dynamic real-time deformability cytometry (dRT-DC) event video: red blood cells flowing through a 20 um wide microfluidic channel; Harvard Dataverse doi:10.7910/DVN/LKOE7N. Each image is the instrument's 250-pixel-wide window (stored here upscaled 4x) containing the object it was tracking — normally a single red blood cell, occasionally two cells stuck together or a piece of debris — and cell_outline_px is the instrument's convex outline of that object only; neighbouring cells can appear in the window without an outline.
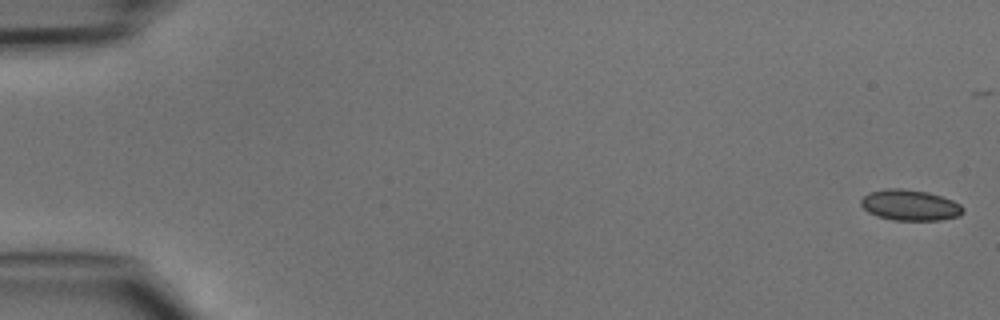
{"species": "common noctule bat (a hibernating species)", "species_latin": "Nyctalus noctula", "temperature_condition": "cold", "stored_images_in_passage": 41, "camera_frame_rate_fps": 3000, "um_per_image_px": 0.085, "animal": {"sex": "male", "body_mass_g": 15.6}, "frame": {"image": 1, "passage_image": 1, "time_ms": 0.0, "image_size_px": [1000, 320], "cell_outline_px": [[964, 212], [960, 216], [940, 220], [892, 220], [876, 216], [868, 212], [860, 204], [860, 200], [868, 192], [888, 188], [900, 188], [928, 192], [952, 200], [960, 204], [964, 208]], "centroid_in_image_um": [77.34, 17.44], "position_along_channel_um": 7.7, "area_um2": 18.44}}
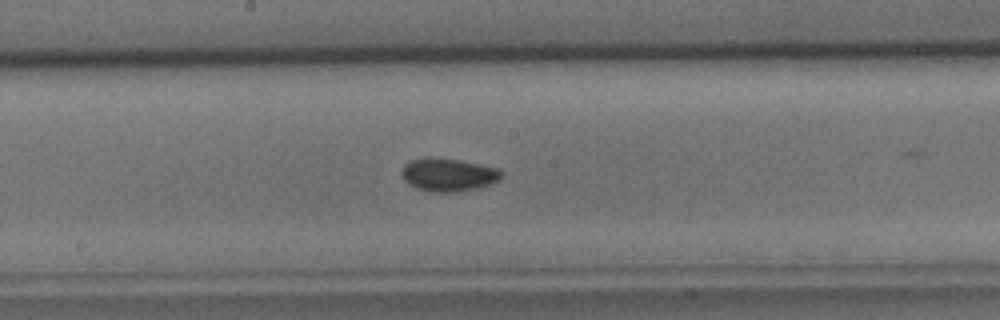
{"frame": {"image": 2, "passage_image": 26, "time_ms": 8.333, "image_size_px": [1000, 320], "cell_outline_px": [[504, 176], [500, 180], [476, 188], [456, 192], [428, 192], [416, 188], [408, 184], [404, 180], [400, 172], [404, 164], [412, 160], [424, 156], [428, 156], [460, 160], [496, 168]], "centroid_in_image_um": [38.04, 14.85], "position_along_channel_um": 210.2, "area_um2": 19.36}}
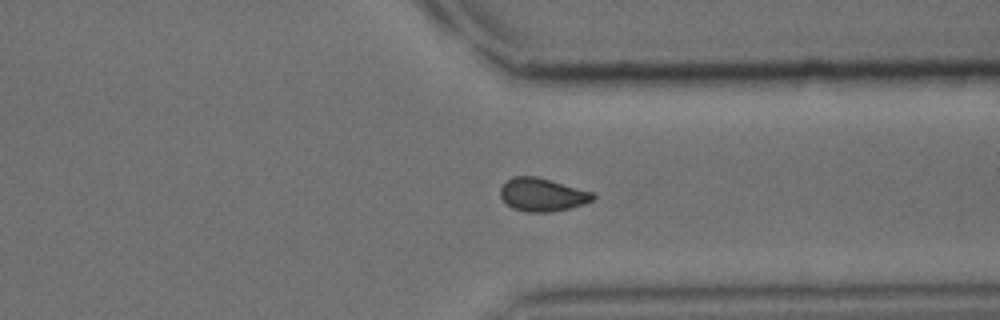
{"frame": {"image": 3, "passage_image": 37, "time_ms": 12.0, "image_size_px": [1000, 320], "cell_outline_px": [[596, 196], [592, 200], [568, 208], [548, 212], [528, 212], [512, 208], [500, 196], [500, 188], [512, 176], [536, 176], [592, 192]], "centroid_in_image_um": [46.05, 16.54], "position_along_channel_um": 365.3, "area_um2": 17.51}}